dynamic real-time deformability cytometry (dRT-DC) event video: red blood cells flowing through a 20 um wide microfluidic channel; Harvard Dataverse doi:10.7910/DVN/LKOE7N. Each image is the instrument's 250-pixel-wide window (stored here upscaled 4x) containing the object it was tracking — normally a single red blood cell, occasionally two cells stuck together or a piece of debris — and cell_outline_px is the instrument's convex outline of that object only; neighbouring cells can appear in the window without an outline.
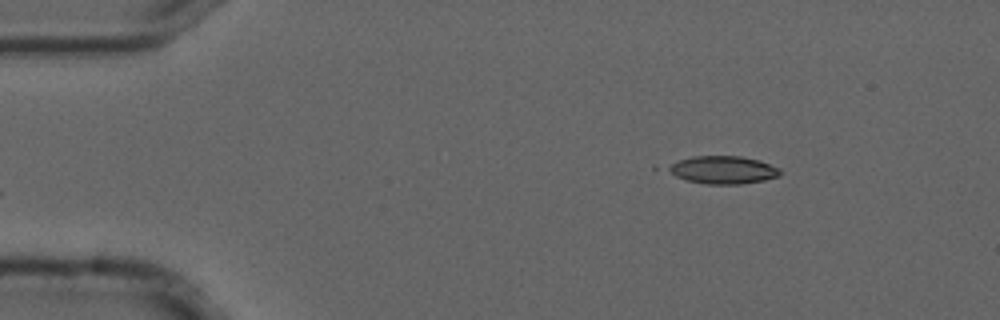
{"species": "common noctule bat (a hibernating species)", "species_latin": "Nyctalus noctula", "temperature_condition": "cold", "stored_images_in_passage": 17, "camera_frame_rate_fps": 3000, "um_per_image_px": 0.085, "animal": {"sex": "male", "forearm_length_mm": 52.5}, "frame": {"image": 1, "passage_image": 1, "time_ms": 0.0, "image_size_px": [1000, 320], "cell_outline_px": [[784, 172], [780, 176], [764, 180], [740, 184], [704, 184], [688, 180], [676, 176], [664, 168], [680, 160], [692, 156], [740, 156], [760, 160], [780, 168]], "centroid_in_image_um": [61.51, 14.44], "position_along_channel_um": 23.5, "area_um2": 18.21}}
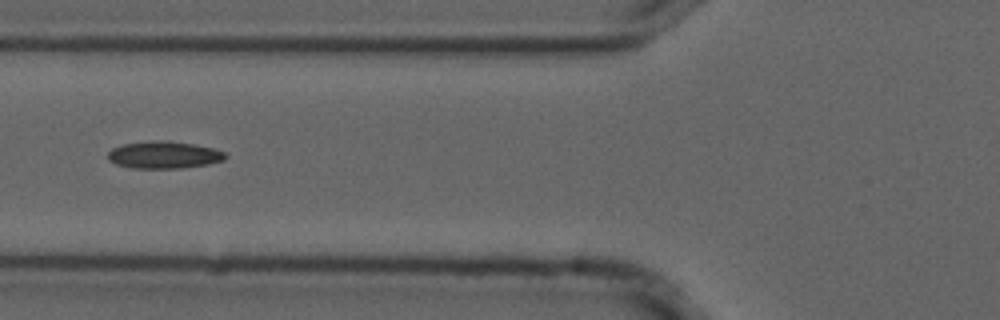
{"frame": {"image": 2, "passage_image": 14, "time_ms": 4.333, "image_size_px": [1000, 320], "cell_outline_px": [[228, 156], [224, 160], [208, 164], [180, 168], [132, 168], [116, 164], [108, 160], [108, 152], [112, 148], [124, 144], [152, 140], [168, 140], [192, 144], [212, 148], [224, 152]], "centroid_in_image_um": [13.92, 13.16], "position_along_channel_um": 111.9, "area_um2": 18.61}}
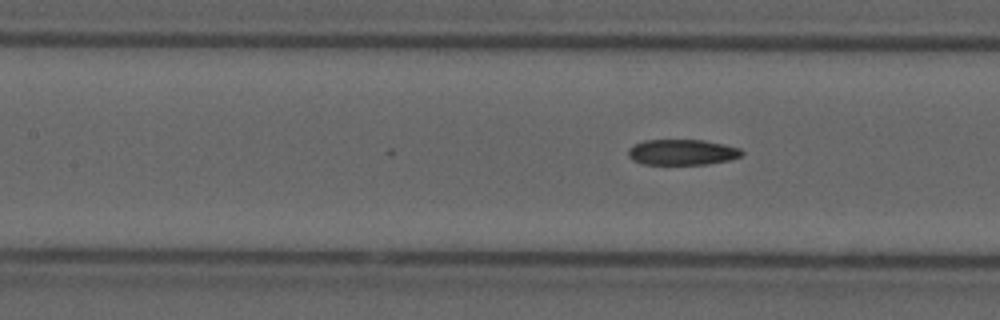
{"frame": {"image": 3, "passage_image": 17, "time_ms": 5.333, "image_size_px": [1000, 320], "cell_outline_px": [[744, 152], [740, 156], [728, 160], [708, 164], [644, 164], [632, 160], [628, 156], [628, 148], [632, 144], [644, 140], [704, 140], [724, 144], [740, 148]], "centroid_in_image_um": [57.95, 12.93], "position_along_channel_um": 149.5, "area_um2": 17.05}}